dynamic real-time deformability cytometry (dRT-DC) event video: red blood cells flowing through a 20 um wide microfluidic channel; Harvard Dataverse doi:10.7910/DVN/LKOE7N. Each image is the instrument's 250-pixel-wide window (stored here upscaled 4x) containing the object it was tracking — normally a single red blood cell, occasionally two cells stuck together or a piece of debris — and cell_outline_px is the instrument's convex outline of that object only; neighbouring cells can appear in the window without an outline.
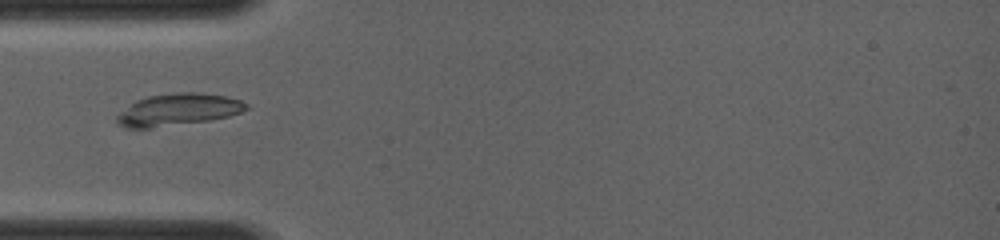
{"species": "common noctule bat (a hibernating species)", "species_latin": "Nyctalus noctula", "temperature_condition": "room temperature", "stored_images_in_passage": 42, "camera_frame_rate_fps": 4000, "um_per_image_px": 0.085, "animal": {"sex": "female", "body_mass_g": 19.0, "forearm_length_mm": 56.7}, "frame": {"image": 1, "passage_image": 21, "time_ms": 5.0, "image_size_px": [1000, 240], "cell_outline_px": [[248, 108], [240, 112], [228, 116], [208, 120], [152, 128], [128, 128], [116, 124], [116, 116], [136, 100], [148, 96], [180, 92], [196, 92], [224, 96], [240, 100], [248, 104]], "centroid_in_image_um": [15.11, 9.32], "position_along_channel_um": 69.9, "area_um2": 23.87}}
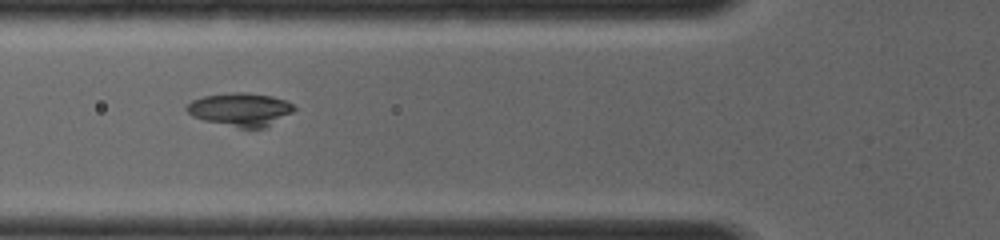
{"frame": {"image": 2, "passage_image": 24, "time_ms": 5.75, "image_size_px": [1000, 240], "cell_outline_px": [[296, 108], [292, 112], [264, 128], [240, 128], [204, 120], [192, 116], [184, 108], [192, 100], [204, 96], [232, 92], [244, 92], [272, 96], [284, 100], [292, 104]], "centroid_in_image_um": [20.41, 9.3], "position_along_channel_um": 105.4, "area_um2": 20.63}}